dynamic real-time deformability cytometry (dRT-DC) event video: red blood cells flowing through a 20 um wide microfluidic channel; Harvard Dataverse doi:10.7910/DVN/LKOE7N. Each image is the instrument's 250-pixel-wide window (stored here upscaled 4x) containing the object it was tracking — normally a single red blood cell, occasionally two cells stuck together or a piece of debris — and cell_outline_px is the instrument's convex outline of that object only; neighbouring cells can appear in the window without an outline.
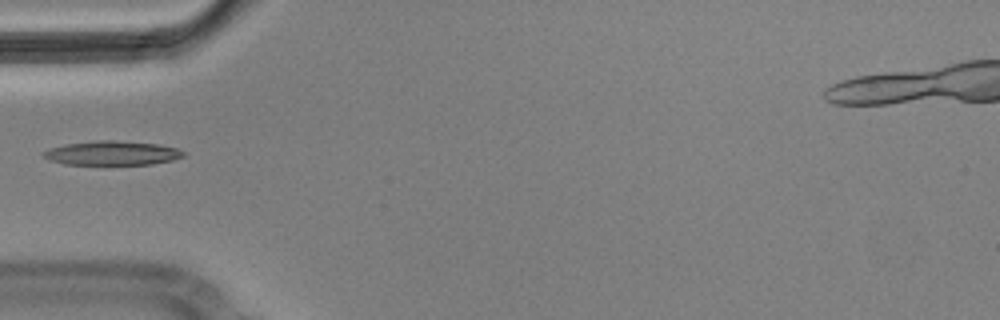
{"species": "Egyptian fruit bat (a non-hibernating species)", "species_latin": "Rousettus aegyptiacus", "temperature_condition": "cold", "stored_images_in_passage": 9, "camera_frame_rate_fps": 3000, "um_per_image_px": 0.085, "animal": {"sex": "male"}, "frame": {"image": 1, "passage_image": 4, "time_ms": 1.0, "image_size_px": [1000, 320], "cell_outline_px": [[184, 156], [172, 160], [152, 164], [64, 164], [48, 160], [40, 152], [64, 144], [96, 140], [112, 140], [156, 144], [176, 148], [184, 152]], "centroid_in_image_um": [9.49, 13.01], "position_along_channel_um": 75.5, "area_um2": 19.54}}
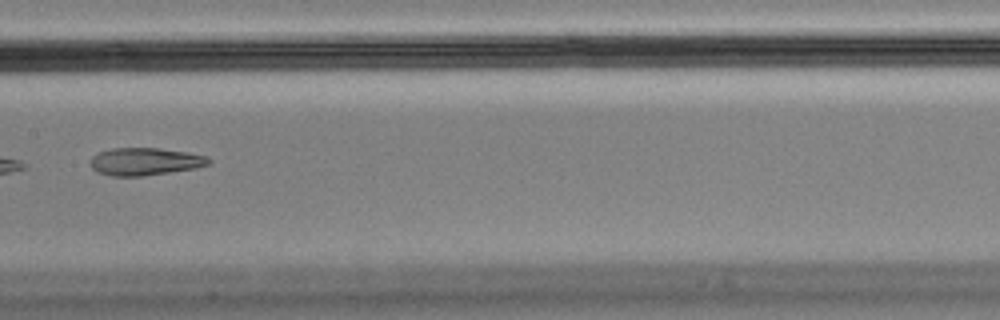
{"frame": {"image": 2, "passage_image": 7, "time_ms": 2.0, "image_size_px": [1000, 320], "cell_outline_px": [[212, 160], [208, 164], [196, 168], [140, 176], [112, 176], [96, 172], [88, 164], [92, 156], [96, 152], [112, 148], [160, 148], [188, 152], [208, 156]], "centroid_in_image_um": [12.28, 13.72], "position_along_channel_um": 195.1, "area_um2": 19.19}}